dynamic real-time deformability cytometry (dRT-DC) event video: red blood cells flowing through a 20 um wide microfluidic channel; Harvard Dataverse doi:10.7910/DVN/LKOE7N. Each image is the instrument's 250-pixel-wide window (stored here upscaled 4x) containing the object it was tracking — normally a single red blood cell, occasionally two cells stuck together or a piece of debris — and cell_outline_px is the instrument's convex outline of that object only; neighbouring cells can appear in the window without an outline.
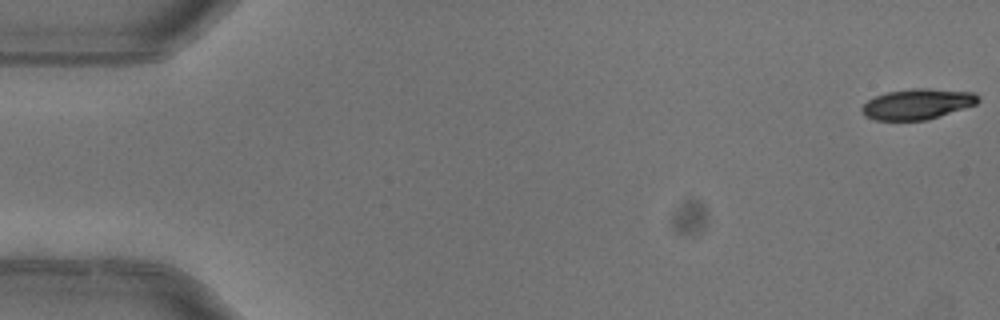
{"species": "common noctule bat (a hibernating species)", "species_latin": "Nyctalus noctula", "temperature_condition": "warm", "stored_images_in_passage": 5, "camera_frame_rate_fps": 3000, "um_per_image_px": 0.085, "animal": {"sex": "female"}, "frame": {"image": 1, "passage_image": 1, "time_ms": 0.0, "image_size_px": [1000, 320], "cell_outline_px": [[980, 100], [976, 104], [928, 120], [876, 120], [864, 116], [860, 108], [868, 100], [876, 96], [888, 92], [912, 88], [928, 88], [976, 92], [980, 96]], "centroid_in_image_um": [78.0, 8.84], "position_along_channel_um": 7.0, "area_um2": 20.81}}
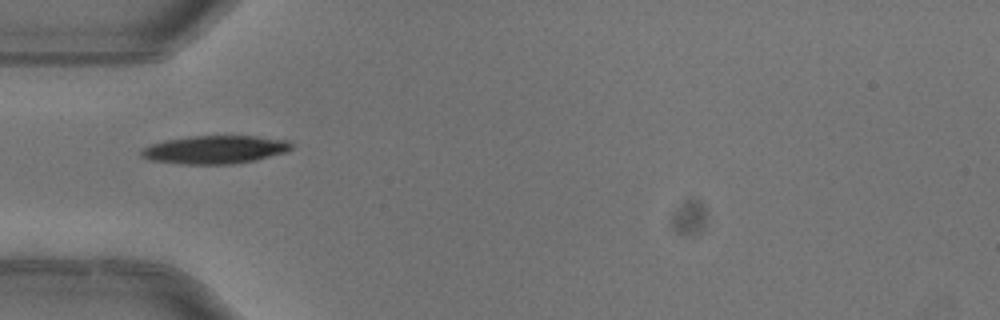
{"frame": {"image": 2, "passage_image": 5, "time_ms": 1.333, "image_size_px": [1000, 320], "cell_outline_px": [[292, 148], [288, 152], [252, 160], [232, 164], [180, 164], [148, 160], [140, 156], [140, 152], [144, 148], [152, 144], [164, 140], [192, 136], [256, 136], [292, 140]], "centroid_in_image_um": [18.29, 12.71], "position_along_channel_um": 66.7, "area_um2": 24.74}}